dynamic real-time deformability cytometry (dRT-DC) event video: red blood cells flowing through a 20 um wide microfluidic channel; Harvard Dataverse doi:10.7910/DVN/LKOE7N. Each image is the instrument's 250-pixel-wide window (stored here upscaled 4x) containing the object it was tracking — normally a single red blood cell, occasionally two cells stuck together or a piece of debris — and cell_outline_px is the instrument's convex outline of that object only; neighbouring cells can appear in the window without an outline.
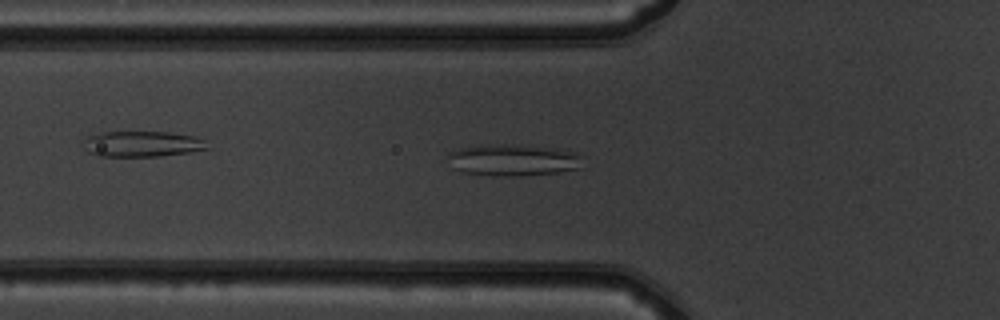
{"species": "common noctule bat (a hibernating species)", "species_latin": "Nyctalus noctula", "temperature_condition": "warm", "stored_images_in_passage": 48, "camera_frame_rate_fps": 3000, "um_per_image_px": 0.085, "animal": {"sex": "male", "body_mass_g": 19.5, "forearm_length_mm": 54.6}, "frame": {"image": 1, "passage_image": 17, "time_ms": 5.333, "image_size_px": [1000, 320], "cell_outline_px": [[580, 168], [556, 172], [520, 176], [492, 176], [460, 172], [452, 168], [448, 156], [448, 152], [460, 148], [500, 144], [504, 144], [556, 148], [576, 152], [580, 156]], "centroid_in_image_um": [43.57, 13.62], "position_along_channel_um": 82.2, "area_um2": 24.74}}
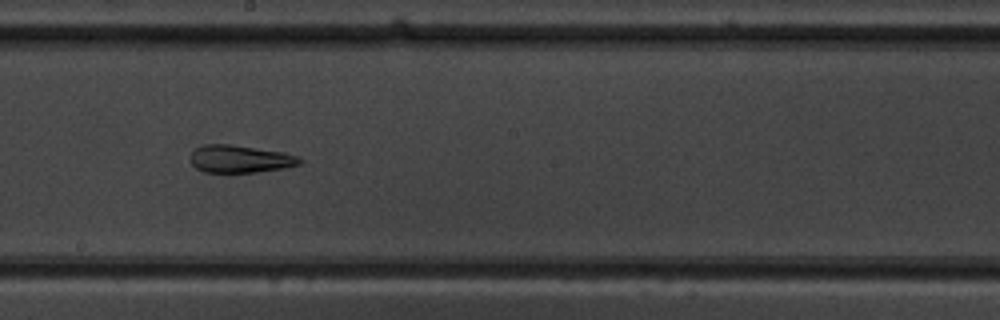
{"frame": {"image": 2, "passage_image": 28, "time_ms": 9.0, "image_size_px": [1000, 320], "cell_outline_px": [[304, 160], [300, 164], [284, 168], [256, 172], [204, 172], [196, 168], [188, 160], [188, 156], [196, 148], [204, 144], [228, 144], [284, 152], [296, 156]], "centroid_in_image_um": [20.37, 13.51], "position_along_channel_um": 227.8, "area_um2": 17.63}}
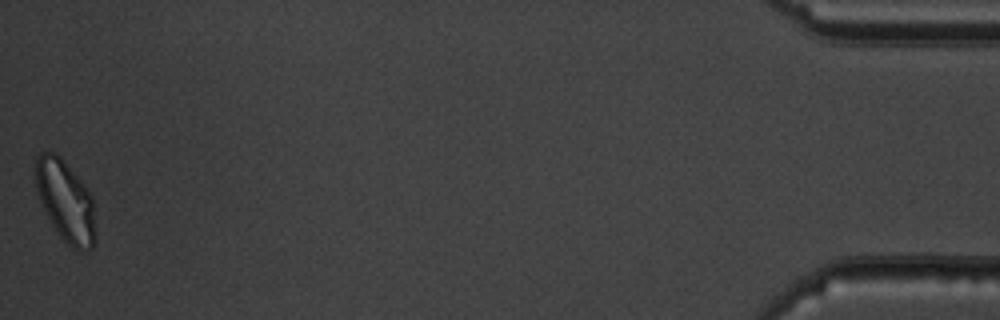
{"frame": {"image": 3, "passage_image": 48, "time_ms": 15.667, "image_size_px": [1000, 320], "cell_outline_px": [[96, 240], [92, 248], [88, 252], [80, 252], [72, 248], [60, 236], [52, 224], [40, 200], [36, 188], [36, 156], [40, 152], [56, 152], [60, 156], [88, 188], [92, 196]], "centroid_in_image_um": [5.6, 17.11], "position_along_channel_um": 429.6, "area_um2": 28.44}, "authors_computed_cell_mechanics": {"area_um2": 23.3512, "velocity_mm_per_s": 3.9688, "shape_relaxation_time_tau1_ms": null, "shape_relaxation_time_tau2_ms": 4.5743, "deformation_change_tau1": null, "deformation_change_tau2": 0.158}}